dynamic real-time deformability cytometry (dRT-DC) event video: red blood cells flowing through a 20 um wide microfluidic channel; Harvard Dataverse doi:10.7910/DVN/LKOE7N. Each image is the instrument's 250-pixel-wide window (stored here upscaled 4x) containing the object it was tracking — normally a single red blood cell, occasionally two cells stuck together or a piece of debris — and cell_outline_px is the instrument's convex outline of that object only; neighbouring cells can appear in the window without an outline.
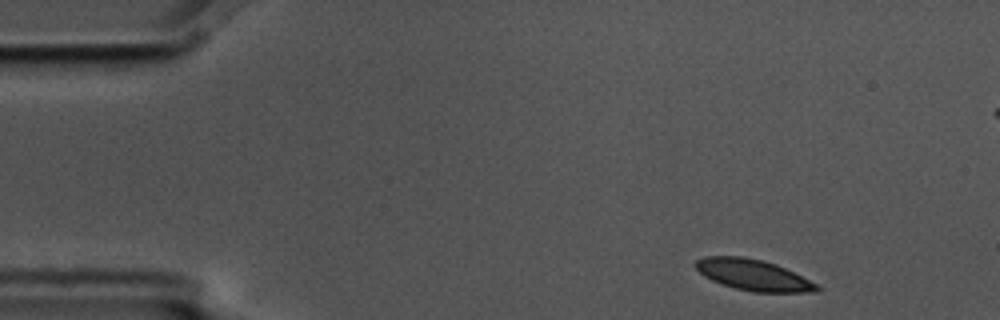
{"species": "common noctule bat (a hibernating species)", "species_latin": "Nyctalus noctula", "temperature_condition": "cold", "stored_images_in_passage": 6, "camera_frame_rate_fps": 3000, "um_per_image_px": 0.085, "animal": {"sex": "male", "body_mass_g": 17.5, "forearm_length_mm": 52.3}, "frame": {"image": 1, "passage_image": 1, "time_ms": 0.0, "image_size_px": [1000, 320], "cell_outline_px": [[820, 288], [816, 292], [752, 292], [736, 288], [712, 280], [704, 276], [692, 264], [696, 260], [704, 256], [744, 256], [764, 260], [776, 264], [816, 284]], "centroid_in_image_um": [63.97, 23.35], "position_along_channel_um": 21.0, "area_um2": 21.73}}